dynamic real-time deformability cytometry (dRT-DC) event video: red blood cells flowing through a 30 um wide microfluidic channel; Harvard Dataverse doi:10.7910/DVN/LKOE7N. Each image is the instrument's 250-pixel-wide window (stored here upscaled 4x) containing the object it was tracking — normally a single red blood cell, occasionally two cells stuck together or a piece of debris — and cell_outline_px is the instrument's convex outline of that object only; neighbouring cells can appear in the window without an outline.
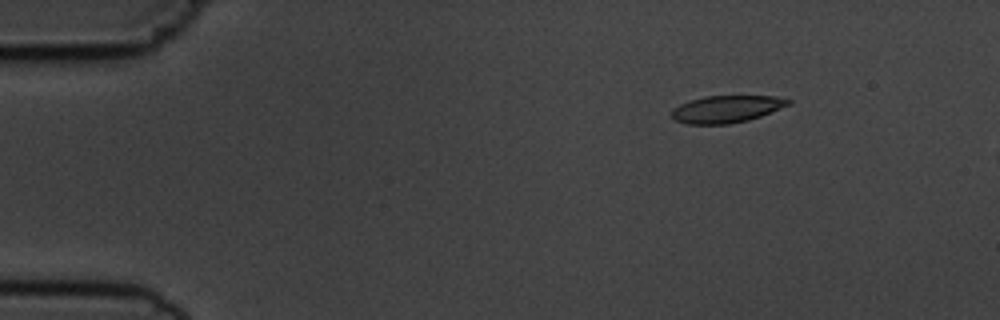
{"species": "common noctule bat (a hibernating species)", "species_latin": "Nyctalus noctula", "temperature_condition": "cold", "stored_images_in_passage": 2, "camera_frame_rate_fps": 3000, "um_per_image_px": 0.085, "animal": {"sex": "male", "body_mass_g": 19.5, "forearm_length_mm": 54.6}, "frame": {"image": 1, "passage_image": 1, "time_ms": 0.0, "image_size_px": [1000, 320], "cell_outline_px": [[792, 104], [760, 116], [748, 120], [728, 124], [688, 124], [676, 120], [672, 116], [672, 108], [688, 100], [704, 96], [776, 96], [792, 100]], "centroid_in_image_um": [61.76, 9.26], "position_along_channel_um": 23.2, "area_um2": 18.5}}